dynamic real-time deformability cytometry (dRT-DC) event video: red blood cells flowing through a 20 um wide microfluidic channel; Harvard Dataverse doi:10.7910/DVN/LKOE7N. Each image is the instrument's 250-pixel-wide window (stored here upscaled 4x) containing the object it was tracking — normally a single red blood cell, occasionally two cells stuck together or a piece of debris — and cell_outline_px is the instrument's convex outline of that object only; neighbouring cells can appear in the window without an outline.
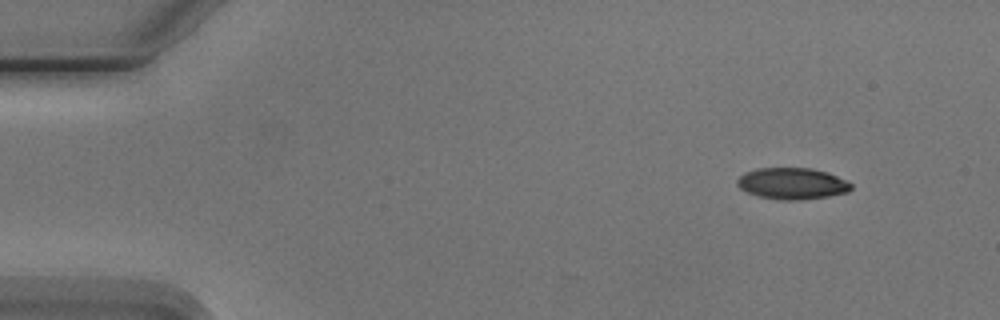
{"species": "Egyptian fruit bat (a non-hibernating species)", "species_latin": "Rousettus aegyptiacus", "temperature_condition": "cold", "stored_images_in_passage": 5, "segment_of_instrument_passage": [1, 2], "camera_frame_rate_fps": 3000, "um_per_image_px": 0.085, "animal": {"sex": "male"}, "frame": {"image": 1, "passage_image": 1, "time_ms": 0.0, "image_size_px": [1000, 320], "cell_outline_px": [[852, 188], [848, 192], [828, 196], [800, 200], [780, 200], [760, 196], [748, 192], [740, 188], [736, 184], [736, 180], [744, 172], [756, 168], [812, 168], [828, 172], [852, 184]], "centroid_in_image_um": [67.32, 15.59], "position_along_channel_um": 17.7, "area_um2": 20.87}}